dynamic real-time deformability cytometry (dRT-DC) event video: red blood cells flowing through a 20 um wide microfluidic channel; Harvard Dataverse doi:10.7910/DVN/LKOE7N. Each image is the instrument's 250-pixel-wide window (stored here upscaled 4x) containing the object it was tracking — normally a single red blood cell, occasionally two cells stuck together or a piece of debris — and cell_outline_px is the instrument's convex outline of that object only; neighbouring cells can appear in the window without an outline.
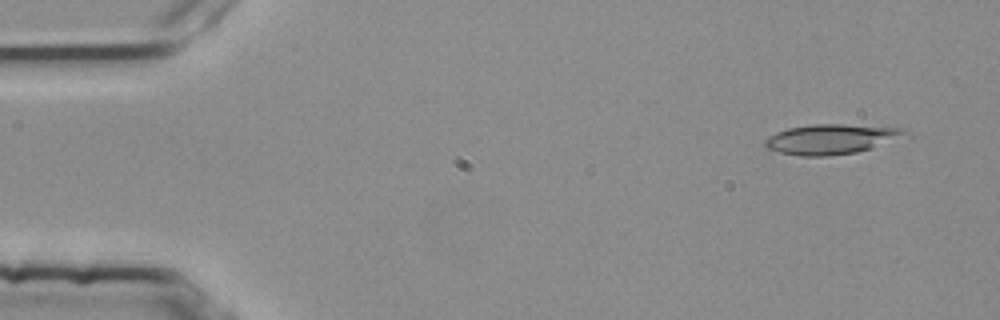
{"species": "common noctule bat (a hibernating species)", "species_latin": "Nyctalus noctula", "temperature_condition": "room temperature", "stored_images_in_passage": 3, "camera_frame_rate_fps": 3000, "um_per_image_px": 0.085, "animal": {"sex": "female", "body_mass_g": 25.1}, "frame": {"image": 1, "passage_image": 1, "time_ms": 0.0, "image_size_px": [1000, 320], "cell_outline_px": [[912, 136], [872, 148], [856, 152], [828, 156], [800, 156], [780, 152], [768, 148], [764, 144], [764, 140], [768, 136], [776, 132], [788, 128], [812, 124], [840, 124], [904, 128]], "centroid_in_image_um": [70.73, 11.82], "position_along_channel_um": 14.3, "area_um2": 24.74}}
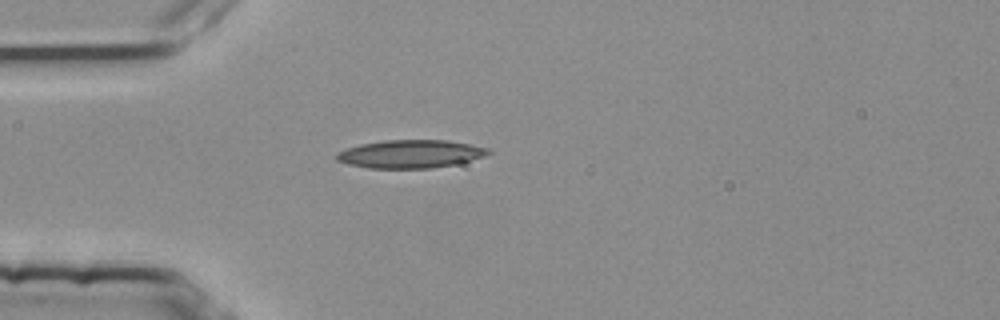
{"frame": {"image": 2, "passage_image": 3, "time_ms": 0.667, "image_size_px": [1000, 320], "cell_outline_px": [[492, 152], [484, 156], [452, 164], [432, 168], [368, 168], [348, 164], [336, 160], [336, 152], [360, 144], [384, 140], [448, 140], [488, 148]], "centroid_in_image_um": [34.84, 13.08], "position_along_channel_um": 50.2, "area_um2": 24.62}}